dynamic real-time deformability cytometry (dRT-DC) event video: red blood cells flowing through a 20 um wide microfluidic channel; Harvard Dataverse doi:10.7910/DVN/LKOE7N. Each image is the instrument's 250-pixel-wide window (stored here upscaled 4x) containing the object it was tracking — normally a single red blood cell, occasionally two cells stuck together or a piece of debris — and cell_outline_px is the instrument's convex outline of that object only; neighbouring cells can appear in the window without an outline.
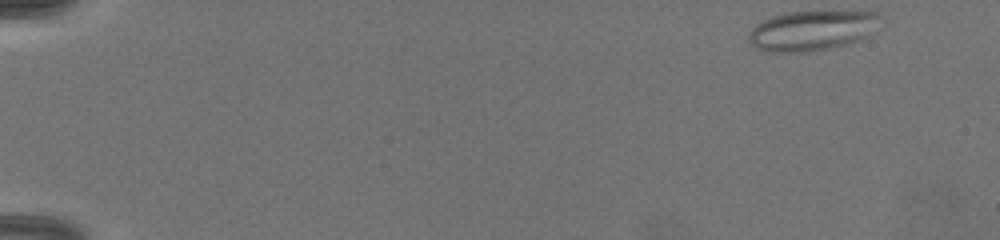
{"species": "common noctule bat (a hibernating species)", "species_latin": "Nyctalus noctula", "temperature_condition": "warm", "stored_images_in_passage": 53, "camera_frame_rate_fps": 3000, "um_per_image_px": 0.085, "animal": {"sex": "female", "body_mass_g": 19.5, "forearm_length_mm": 54.1}, "frame": {"image": 1, "passage_image": 1, "time_ms": 0.0, "image_size_px": [1000, 240], "cell_outline_px": [[880, 16], [864, 36], [856, 40], [844, 44], [824, 48], [792, 52], [780, 52], [756, 48], [748, 40], [748, 36], [752, 28], [756, 24], [764, 20], [788, 12], [876, 12]], "centroid_in_image_um": [68.9, 2.58], "position_along_channel_um": 16.1, "area_um2": 29.02}}
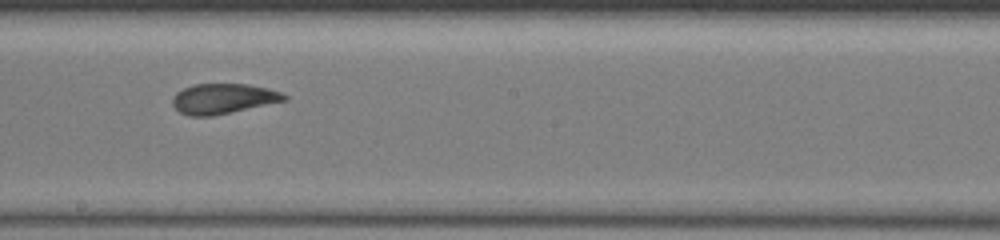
{"frame": {"image": 2, "passage_image": 35, "time_ms": 9.0, "image_size_px": [1000, 240], "cell_outline_px": [[288, 100], [212, 116], [188, 116], [180, 112], [172, 104], [172, 96], [176, 92], [184, 88], [196, 84], [248, 84], [268, 88], [280, 92], [288, 96]], "centroid_in_image_um": [18.96, 8.39], "position_along_channel_um": 229.2, "area_um2": 19.65}}
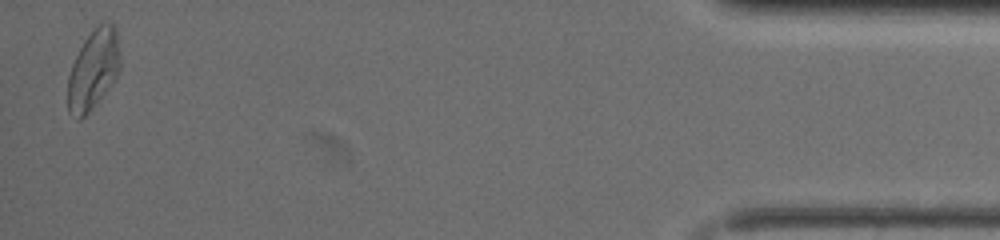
{"frame": {"image": 3, "passage_image": 53, "time_ms": 15.667, "image_size_px": [1000, 240], "cell_outline_px": [[120, 72], [88, 112], [80, 120], [76, 120], [68, 112], [68, 76], [72, 64], [84, 40], [100, 24], [112, 24], [116, 28], [120, 56]], "centroid_in_image_um": [7.92, 5.94], "position_along_channel_um": 427.3, "area_um2": 23.87}, "authors_computed_cell_mechanics": {"area_um2": 20.9236, "velocity_mm_per_s": 4.1214, "shape_relaxation_time_tau1_ms": 5.2207, "shape_relaxation_time_tau2_ms": 1.4852, "deformation_change_tau1": 0.1546, "deformation_change_tau2": 0.0778}}